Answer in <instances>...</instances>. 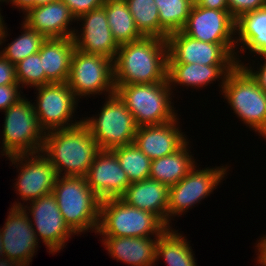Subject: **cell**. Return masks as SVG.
<instances>
[{"mask_svg":"<svg viewBox=\"0 0 266 266\" xmlns=\"http://www.w3.org/2000/svg\"><path fill=\"white\" fill-rule=\"evenodd\" d=\"M194 2L208 9L229 10L227 0H194Z\"/></svg>","mask_w":266,"mask_h":266,"instance_id":"obj_40","label":"cell"},{"mask_svg":"<svg viewBox=\"0 0 266 266\" xmlns=\"http://www.w3.org/2000/svg\"><path fill=\"white\" fill-rule=\"evenodd\" d=\"M22 22L46 38H73L77 28L71 26L76 24V18L62 0L29 9Z\"/></svg>","mask_w":266,"mask_h":266,"instance_id":"obj_20","label":"cell"},{"mask_svg":"<svg viewBox=\"0 0 266 266\" xmlns=\"http://www.w3.org/2000/svg\"><path fill=\"white\" fill-rule=\"evenodd\" d=\"M0 266H22V265L7 257H3V258H0Z\"/></svg>","mask_w":266,"mask_h":266,"instance_id":"obj_42","label":"cell"},{"mask_svg":"<svg viewBox=\"0 0 266 266\" xmlns=\"http://www.w3.org/2000/svg\"><path fill=\"white\" fill-rule=\"evenodd\" d=\"M204 168L196 164L177 184L169 187L167 226L209 197L229 175L230 165ZM230 167V168H229ZM202 168V169H201ZM201 201V202H200Z\"/></svg>","mask_w":266,"mask_h":266,"instance_id":"obj_9","label":"cell"},{"mask_svg":"<svg viewBox=\"0 0 266 266\" xmlns=\"http://www.w3.org/2000/svg\"><path fill=\"white\" fill-rule=\"evenodd\" d=\"M104 99L98 114L81 117L99 148L112 150L134 143L139 126L132 113L116 93Z\"/></svg>","mask_w":266,"mask_h":266,"instance_id":"obj_8","label":"cell"},{"mask_svg":"<svg viewBox=\"0 0 266 266\" xmlns=\"http://www.w3.org/2000/svg\"><path fill=\"white\" fill-rule=\"evenodd\" d=\"M75 50L73 38H46L39 50L45 71V85L67 82Z\"/></svg>","mask_w":266,"mask_h":266,"instance_id":"obj_25","label":"cell"},{"mask_svg":"<svg viewBox=\"0 0 266 266\" xmlns=\"http://www.w3.org/2000/svg\"><path fill=\"white\" fill-rule=\"evenodd\" d=\"M79 21V22H78ZM79 28L75 29L73 40L78 51L87 54H98L114 61L118 44L114 40L108 25L105 6L80 15L76 19Z\"/></svg>","mask_w":266,"mask_h":266,"instance_id":"obj_17","label":"cell"},{"mask_svg":"<svg viewBox=\"0 0 266 266\" xmlns=\"http://www.w3.org/2000/svg\"><path fill=\"white\" fill-rule=\"evenodd\" d=\"M110 257L130 266H156L158 237L101 236Z\"/></svg>","mask_w":266,"mask_h":266,"instance_id":"obj_22","label":"cell"},{"mask_svg":"<svg viewBox=\"0 0 266 266\" xmlns=\"http://www.w3.org/2000/svg\"><path fill=\"white\" fill-rule=\"evenodd\" d=\"M231 16L237 20L243 14L266 6V0H227Z\"/></svg>","mask_w":266,"mask_h":266,"instance_id":"obj_35","label":"cell"},{"mask_svg":"<svg viewBox=\"0 0 266 266\" xmlns=\"http://www.w3.org/2000/svg\"><path fill=\"white\" fill-rule=\"evenodd\" d=\"M235 26L236 20L229 10L208 9L194 2L181 31L207 43H236Z\"/></svg>","mask_w":266,"mask_h":266,"instance_id":"obj_16","label":"cell"},{"mask_svg":"<svg viewBox=\"0 0 266 266\" xmlns=\"http://www.w3.org/2000/svg\"><path fill=\"white\" fill-rule=\"evenodd\" d=\"M85 179L101 200L119 198L131 184L115 153L103 149L96 155Z\"/></svg>","mask_w":266,"mask_h":266,"instance_id":"obj_18","label":"cell"},{"mask_svg":"<svg viewBox=\"0 0 266 266\" xmlns=\"http://www.w3.org/2000/svg\"><path fill=\"white\" fill-rule=\"evenodd\" d=\"M5 224L0 228L4 257L29 266L39 249V241L22 207H11Z\"/></svg>","mask_w":266,"mask_h":266,"instance_id":"obj_15","label":"cell"},{"mask_svg":"<svg viewBox=\"0 0 266 266\" xmlns=\"http://www.w3.org/2000/svg\"><path fill=\"white\" fill-rule=\"evenodd\" d=\"M101 149L88 127L80 124L45 132L42 153L58 176H86Z\"/></svg>","mask_w":266,"mask_h":266,"instance_id":"obj_2","label":"cell"},{"mask_svg":"<svg viewBox=\"0 0 266 266\" xmlns=\"http://www.w3.org/2000/svg\"><path fill=\"white\" fill-rule=\"evenodd\" d=\"M167 63H198L202 65H237L236 43H207L182 31L167 36Z\"/></svg>","mask_w":266,"mask_h":266,"instance_id":"obj_14","label":"cell"},{"mask_svg":"<svg viewBox=\"0 0 266 266\" xmlns=\"http://www.w3.org/2000/svg\"><path fill=\"white\" fill-rule=\"evenodd\" d=\"M33 100L26 96L10 106L4 113L0 152L3 157L41 152L45 131L34 112Z\"/></svg>","mask_w":266,"mask_h":266,"instance_id":"obj_7","label":"cell"},{"mask_svg":"<svg viewBox=\"0 0 266 266\" xmlns=\"http://www.w3.org/2000/svg\"><path fill=\"white\" fill-rule=\"evenodd\" d=\"M7 159L18 170L13 188L20 202L18 199L15 200L11 207H22L53 192L58 175L49 159L42 152L15 155L7 157Z\"/></svg>","mask_w":266,"mask_h":266,"instance_id":"obj_11","label":"cell"},{"mask_svg":"<svg viewBox=\"0 0 266 266\" xmlns=\"http://www.w3.org/2000/svg\"><path fill=\"white\" fill-rule=\"evenodd\" d=\"M235 28L237 65L245 62L240 54H245L247 50L246 55L250 54L252 58L266 56V6L240 16Z\"/></svg>","mask_w":266,"mask_h":266,"instance_id":"obj_23","label":"cell"},{"mask_svg":"<svg viewBox=\"0 0 266 266\" xmlns=\"http://www.w3.org/2000/svg\"><path fill=\"white\" fill-rule=\"evenodd\" d=\"M57 0H36V6L48 4Z\"/></svg>","mask_w":266,"mask_h":266,"instance_id":"obj_43","label":"cell"},{"mask_svg":"<svg viewBox=\"0 0 266 266\" xmlns=\"http://www.w3.org/2000/svg\"><path fill=\"white\" fill-rule=\"evenodd\" d=\"M15 65L0 54V85L16 84Z\"/></svg>","mask_w":266,"mask_h":266,"instance_id":"obj_38","label":"cell"},{"mask_svg":"<svg viewBox=\"0 0 266 266\" xmlns=\"http://www.w3.org/2000/svg\"><path fill=\"white\" fill-rule=\"evenodd\" d=\"M180 122L177 116L164 124L139 126L134 144L151 160L173 154L189 139Z\"/></svg>","mask_w":266,"mask_h":266,"instance_id":"obj_19","label":"cell"},{"mask_svg":"<svg viewBox=\"0 0 266 266\" xmlns=\"http://www.w3.org/2000/svg\"><path fill=\"white\" fill-rule=\"evenodd\" d=\"M259 240H256L255 252L257 253L256 262L258 266H266V235L262 234Z\"/></svg>","mask_w":266,"mask_h":266,"instance_id":"obj_39","label":"cell"},{"mask_svg":"<svg viewBox=\"0 0 266 266\" xmlns=\"http://www.w3.org/2000/svg\"><path fill=\"white\" fill-rule=\"evenodd\" d=\"M22 32L21 35L15 37L13 41L4 45L6 47H0V54L8 59L12 64H17L18 62L24 60L29 55L39 52L43 42L46 40V37L41 33H38L36 30L30 29L24 22H21ZM7 25L5 20L0 29V46H2L6 41L8 42V33Z\"/></svg>","mask_w":266,"mask_h":266,"instance_id":"obj_28","label":"cell"},{"mask_svg":"<svg viewBox=\"0 0 266 266\" xmlns=\"http://www.w3.org/2000/svg\"><path fill=\"white\" fill-rule=\"evenodd\" d=\"M1 13H2V12H1V7H0V29H1L2 24H3V22H4V16H2Z\"/></svg>","mask_w":266,"mask_h":266,"instance_id":"obj_45","label":"cell"},{"mask_svg":"<svg viewBox=\"0 0 266 266\" xmlns=\"http://www.w3.org/2000/svg\"><path fill=\"white\" fill-rule=\"evenodd\" d=\"M115 93L132 113L138 126L160 125L178 116L172 102L175 96L168 81L119 85Z\"/></svg>","mask_w":266,"mask_h":266,"instance_id":"obj_5","label":"cell"},{"mask_svg":"<svg viewBox=\"0 0 266 266\" xmlns=\"http://www.w3.org/2000/svg\"><path fill=\"white\" fill-rule=\"evenodd\" d=\"M5 3L12 4V7L19 9L18 11L23 14L36 6V0H6Z\"/></svg>","mask_w":266,"mask_h":266,"instance_id":"obj_41","label":"cell"},{"mask_svg":"<svg viewBox=\"0 0 266 266\" xmlns=\"http://www.w3.org/2000/svg\"><path fill=\"white\" fill-rule=\"evenodd\" d=\"M6 0H0V3H2L3 4V2H5ZM1 5V4H0Z\"/></svg>","mask_w":266,"mask_h":266,"instance_id":"obj_46","label":"cell"},{"mask_svg":"<svg viewBox=\"0 0 266 266\" xmlns=\"http://www.w3.org/2000/svg\"><path fill=\"white\" fill-rule=\"evenodd\" d=\"M236 65H202L198 63H167V81L173 95L177 88L188 87L193 90L210 86L216 80L220 92L229 72ZM221 80V81H219ZM181 86V87H178ZM175 89V90H174Z\"/></svg>","mask_w":266,"mask_h":266,"instance_id":"obj_21","label":"cell"},{"mask_svg":"<svg viewBox=\"0 0 266 266\" xmlns=\"http://www.w3.org/2000/svg\"><path fill=\"white\" fill-rule=\"evenodd\" d=\"M261 58V59H260ZM250 60V61H249ZM248 62L250 63H242V66L249 72V74L255 79L258 86L266 92V56L256 57V59H249ZM256 60L257 64H256ZM263 63H259L260 61ZM252 61V63H251ZM264 61V62H263ZM256 66H255V64ZM259 65V66H258ZM255 67V68H254Z\"/></svg>","mask_w":266,"mask_h":266,"instance_id":"obj_36","label":"cell"},{"mask_svg":"<svg viewBox=\"0 0 266 266\" xmlns=\"http://www.w3.org/2000/svg\"><path fill=\"white\" fill-rule=\"evenodd\" d=\"M52 193L65 223L77 236L90 231L97 233L101 199L84 176H58Z\"/></svg>","mask_w":266,"mask_h":266,"instance_id":"obj_3","label":"cell"},{"mask_svg":"<svg viewBox=\"0 0 266 266\" xmlns=\"http://www.w3.org/2000/svg\"><path fill=\"white\" fill-rule=\"evenodd\" d=\"M130 183L149 178L151 159L134 143L112 149Z\"/></svg>","mask_w":266,"mask_h":266,"instance_id":"obj_31","label":"cell"},{"mask_svg":"<svg viewBox=\"0 0 266 266\" xmlns=\"http://www.w3.org/2000/svg\"><path fill=\"white\" fill-rule=\"evenodd\" d=\"M220 95L226 99L231 113L266 140V92L242 65L229 72Z\"/></svg>","mask_w":266,"mask_h":266,"instance_id":"obj_4","label":"cell"},{"mask_svg":"<svg viewBox=\"0 0 266 266\" xmlns=\"http://www.w3.org/2000/svg\"><path fill=\"white\" fill-rule=\"evenodd\" d=\"M22 208L31 221L38 241L42 240L40 242L44 243L49 254L60 253L69 238L72 239V236L76 235L65 223L53 193L41 196Z\"/></svg>","mask_w":266,"mask_h":266,"instance_id":"obj_13","label":"cell"},{"mask_svg":"<svg viewBox=\"0 0 266 266\" xmlns=\"http://www.w3.org/2000/svg\"><path fill=\"white\" fill-rule=\"evenodd\" d=\"M159 10L160 38L167 39L181 31L187 22L194 0H154Z\"/></svg>","mask_w":266,"mask_h":266,"instance_id":"obj_30","label":"cell"},{"mask_svg":"<svg viewBox=\"0 0 266 266\" xmlns=\"http://www.w3.org/2000/svg\"><path fill=\"white\" fill-rule=\"evenodd\" d=\"M167 228L155 214L130 206L120 198L101 200L98 236L159 237Z\"/></svg>","mask_w":266,"mask_h":266,"instance_id":"obj_6","label":"cell"},{"mask_svg":"<svg viewBox=\"0 0 266 266\" xmlns=\"http://www.w3.org/2000/svg\"><path fill=\"white\" fill-rule=\"evenodd\" d=\"M119 198L130 206L155 214L167 225L168 185L148 178L131 183Z\"/></svg>","mask_w":266,"mask_h":266,"instance_id":"obj_24","label":"cell"},{"mask_svg":"<svg viewBox=\"0 0 266 266\" xmlns=\"http://www.w3.org/2000/svg\"><path fill=\"white\" fill-rule=\"evenodd\" d=\"M126 5L144 37L160 38L159 10L154 0H126Z\"/></svg>","mask_w":266,"mask_h":266,"instance_id":"obj_32","label":"cell"},{"mask_svg":"<svg viewBox=\"0 0 266 266\" xmlns=\"http://www.w3.org/2000/svg\"><path fill=\"white\" fill-rule=\"evenodd\" d=\"M36 90V100L33 102L34 112L40 127L45 131L65 129L76 126L82 122L77 117L79 101L67 82L49 83L33 88ZM74 119V120H73Z\"/></svg>","mask_w":266,"mask_h":266,"instance_id":"obj_12","label":"cell"},{"mask_svg":"<svg viewBox=\"0 0 266 266\" xmlns=\"http://www.w3.org/2000/svg\"><path fill=\"white\" fill-rule=\"evenodd\" d=\"M4 257L3 245H2V237L0 232V258Z\"/></svg>","mask_w":266,"mask_h":266,"instance_id":"obj_44","label":"cell"},{"mask_svg":"<svg viewBox=\"0 0 266 266\" xmlns=\"http://www.w3.org/2000/svg\"><path fill=\"white\" fill-rule=\"evenodd\" d=\"M22 91L23 88L19 83L0 85V111L4 112L10 106L24 98L25 95H23L24 93Z\"/></svg>","mask_w":266,"mask_h":266,"instance_id":"obj_34","label":"cell"},{"mask_svg":"<svg viewBox=\"0 0 266 266\" xmlns=\"http://www.w3.org/2000/svg\"><path fill=\"white\" fill-rule=\"evenodd\" d=\"M167 60L165 39L143 37L120 45L113 61L115 89L119 85L167 81Z\"/></svg>","mask_w":266,"mask_h":266,"instance_id":"obj_1","label":"cell"},{"mask_svg":"<svg viewBox=\"0 0 266 266\" xmlns=\"http://www.w3.org/2000/svg\"><path fill=\"white\" fill-rule=\"evenodd\" d=\"M190 140L175 153L151 160L149 178L169 187L182 180L198 161L190 151Z\"/></svg>","mask_w":266,"mask_h":266,"instance_id":"obj_26","label":"cell"},{"mask_svg":"<svg viewBox=\"0 0 266 266\" xmlns=\"http://www.w3.org/2000/svg\"><path fill=\"white\" fill-rule=\"evenodd\" d=\"M39 52L29 55L15 64L16 78L22 88H35L45 85V71L42 69Z\"/></svg>","mask_w":266,"mask_h":266,"instance_id":"obj_33","label":"cell"},{"mask_svg":"<svg viewBox=\"0 0 266 266\" xmlns=\"http://www.w3.org/2000/svg\"><path fill=\"white\" fill-rule=\"evenodd\" d=\"M178 231L168 227L157 238L156 264L162 259L167 266H198L189 240Z\"/></svg>","mask_w":266,"mask_h":266,"instance_id":"obj_27","label":"cell"},{"mask_svg":"<svg viewBox=\"0 0 266 266\" xmlns=\"http://www.w3.org/2000/svg\"><path fill=\"white\" fill-rule=\"evenodd\" d=\"M69 88L80 100L85 97H105L115 93L113 60L98 54L74 51L67 80ZM97 95V96H95Z\"/></svg>","mask_w":266,"mask_h":266,"instance_id":"obj_10","label":"cell"},{"mask_svg":"<svg viewBox=\"0 0 266 266\" xmlns=\"http://www.w3.org/2000/svg\"><path fill=\"white\" fill-rule=\"evenodd\" d=\"M72 15L77 19L80 15L88 13L104 5L105 0H62Z\"/></svg>","mask_w":266,"mask_h":266,"instance_id":"obj_37","label":"cell"},{"mask_svg":"<svg viewBox=\"0 0 266 266\" xmlns=\"http://www.w3.org/2000/svg\"><path fill=\"white\" fill-rule=\"evenodd\" d=\"M108 25L118 46L143 38L136 27L126 0H109L104 3Z\"/></svg>","mask_w":266,"mask_h":266,"instance_id":"obj_29","label":"cell"}]
</instances>
